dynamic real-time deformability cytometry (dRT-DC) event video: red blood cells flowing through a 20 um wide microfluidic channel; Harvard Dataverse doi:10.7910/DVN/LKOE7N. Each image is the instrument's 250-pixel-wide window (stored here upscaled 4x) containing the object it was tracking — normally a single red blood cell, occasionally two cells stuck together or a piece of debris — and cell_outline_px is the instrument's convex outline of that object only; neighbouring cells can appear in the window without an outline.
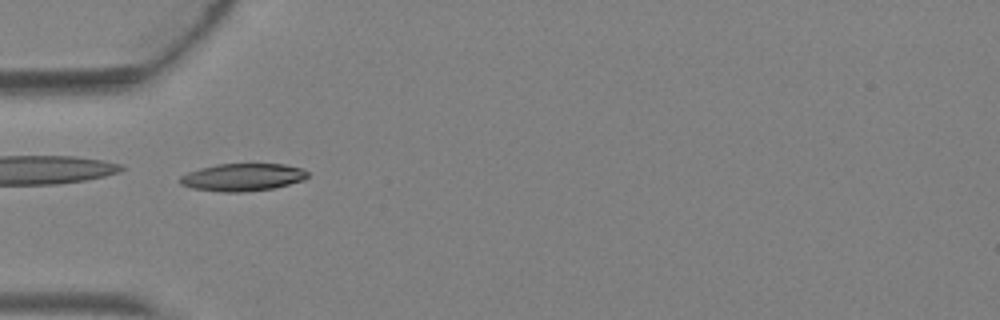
{"species": "Egyptian fruit bat (a non-hibernating species)", "species_latin": "Rousettus aegyptiacus", "temperature_condition": "warm", "stored_images_in_passage": 2, "camera_frame_rate_fps": 3000, "um_per_image_px": 0.085, "animal": {"sex": "female"}, "frame": {"image": 1, "passage_image": 1, "time_ms": 0.0, "image_size_px": [1000, 320], "cell_outline_px": [[308, 176], [304, 180], [272, 188], [240, 192], [224, 192], [192, 188], [180, 184], [180, 176], [188, 172], [200, 168], [216, 164], [284, 164], [304, 168], [308, 172]], "centroid_in_image_um": [20.63, 15.05], "position_along_channel_um": 64.4, "area_um2": 20.4}}
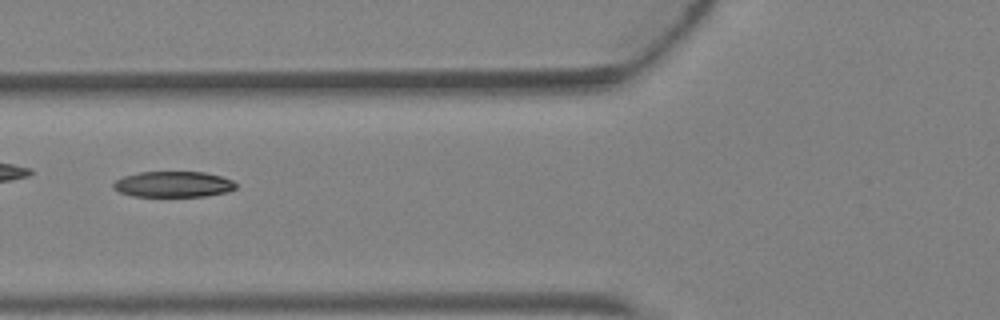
{"frame": {"image": 2, "passage_image": 2, "time_ms": 0.333, "image_size_px": [1000, 320], "cell_outline_px": [[236, 188], [228, 192], [208, 196], [132, 196], [120, 192], [112, 188], [112, 184], [116, 180], [124, 176], [140, 172], [204, 172], [220, 176], [232, 180], [236, 184]], "centroid_in_image_um": [14.73, 15.67], "position_along_channel_um": 111.1, "area_um2": 18.44}}